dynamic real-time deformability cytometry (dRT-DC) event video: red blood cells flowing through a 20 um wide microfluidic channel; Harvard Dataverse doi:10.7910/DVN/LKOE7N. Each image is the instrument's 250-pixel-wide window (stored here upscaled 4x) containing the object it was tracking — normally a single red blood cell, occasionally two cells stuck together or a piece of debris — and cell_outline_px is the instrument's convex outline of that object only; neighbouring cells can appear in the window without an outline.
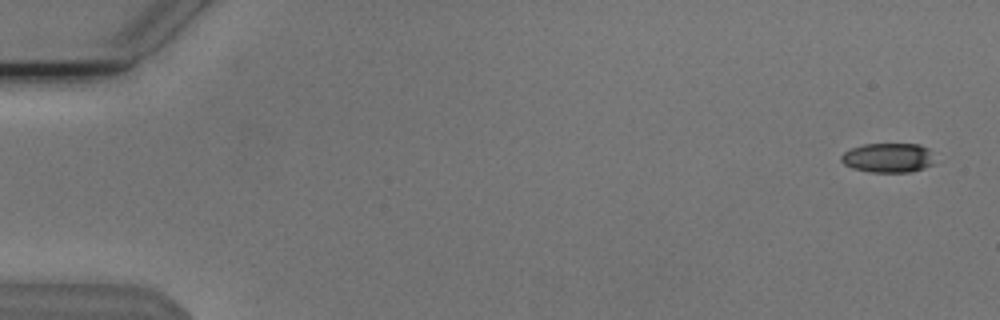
{"species": "Egyptian fruit bat (a non-hibernating species)", "species_latin": "Rousettus aegyptiacus", "temperature_condition": "cold", "stored_images_in_passage": 6, "camera_frame_rate_fps": 3000, "um_per_image_px": 0.085, "animal": {"sex": "male"}, "frame": {"image": 1, "passage_image": 1, "time_ms": 0.0, "image_size_px": [1000, 320], "cell_outline_px": [[936, 164], [912, 172], [872, 172], [852, 168], [844, 164], [840, 160], [840, 156], [844, 152], [852, 148], [864, 144], [920, 144], [928, 148]], "centroid_in_image_um": [75.51, 13.41], "position_along_channel_um": 9.5, "area_um2": 16.18}}
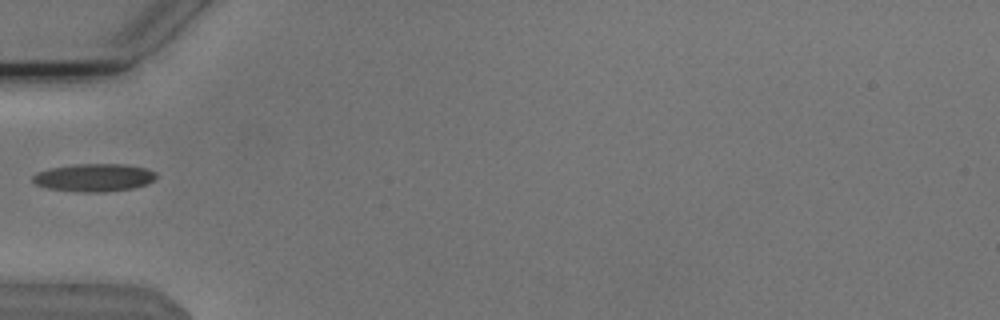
{"frame": {"image": 2, "passage_image": 6, "time_ms": 1.667, "image_size_px": [1000, 320], "cell_outline_px": [[156, 176], [152, 180], [144, 184], [132, 188], [104, 192], [80, 192], [48, 188], [36, 184], [32, 180], [32, 176], [36, 172], [48, 168], [72, 164], [128, 164], [148, 168], [156, 172]], "centroid_in_image_um": [7.97, 15.08], "position_along_channel_um": 77.0, "area_um2": 20.11}}